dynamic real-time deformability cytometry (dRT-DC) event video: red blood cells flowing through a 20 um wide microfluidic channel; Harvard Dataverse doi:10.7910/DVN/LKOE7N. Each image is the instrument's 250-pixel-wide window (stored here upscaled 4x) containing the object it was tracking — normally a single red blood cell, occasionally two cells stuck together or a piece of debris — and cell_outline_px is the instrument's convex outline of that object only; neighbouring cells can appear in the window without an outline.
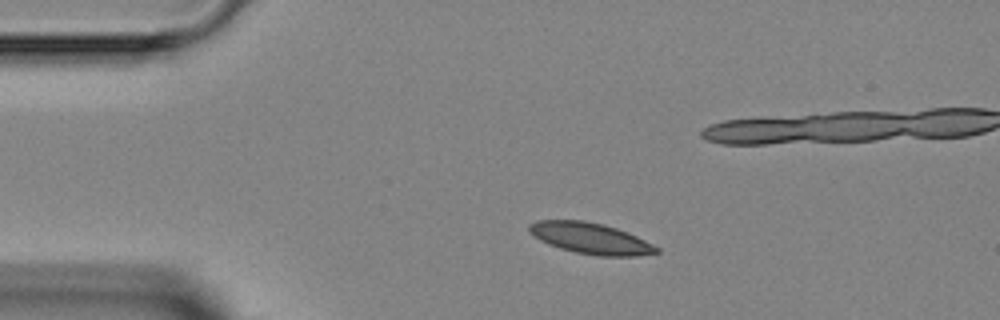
{"species": "Egyptian fruit bat (a non-hibernating species)", "species_latin": "Rousettus aegyptiacus", "temperature_condition": "room temperature", "stored_images_in_passage": 4, "camera_frame_rate_fps": 3000, "um_per_image_px": 0.085, "animal": {"sex": "female"}, "frame": {"image": 1, "passage_image": 2, "time_ms": 1.333, "image_size_px": [1000, 320], "cell_outline_px": [[660, 252], [636, 256], [600, 256], [576, 252], [560, 248], [548, 244], [540, 240], [528, 232], [528, 224], [536, 220], [584, 220], [604, 224], [628, 232], [660, 248]], "centroid_in_image_um": [50.18, 20.25], "position_along_channel_um": 34.8, "area_um2": 23.12}}